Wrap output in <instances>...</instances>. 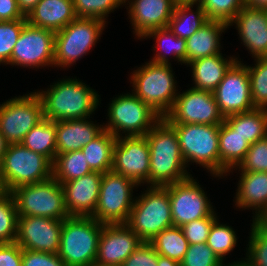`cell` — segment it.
Instances as JSON below:
<instances>
[{
    "mask_svg": "<svg viewBox=\"0 0 267 266\" xmlns=\"http://www.w3.org/2000/svg\"><path fill=\"white\" fill-rule=\"evenodd\" d=\"M150 149L149 184L166 186L191 177L175 129L162 118L146 135Z\"/></svg>",
    "mask_w": 267,
    "mask_h": 266,
    "instance_id": "cell-1",
    "label": "cell"
},
{
    "mask_svg": "<svg viewBox=\"0 0 267 266\" xmlns=\"http://www.w3.org/2000/svg\"><path fill=\"white\" fill-rule=\"evenodd\" d=\"M35 93L42 102L44 118L55 122L90 118L99 105L96 91L72 78L50 85L47 91Z\"/></svg>",
    "mask_w": 267,
    "mask_h": 266,
    "instance_id": "cell-2",
    "label": "cell"
},
{
    "mask_svg": "<svg viewBox=\"0 0 267 266\" xmlns=\"http://www.w3.org/2000/svg\"><path fill=\"white\" fill-rule=\"evenodd\" d=\"M104 224L93 217L70 216L63 220L57 255L67 266L95 264Z\"/></svg>",
    "mask_w": 267,
    "mask_h": 266,
    "instance_id": "cell-3",
    "label": "cell"
},
{
    "mask_svg": "<svg viewBox=\"0 0 267 266\" xmlns=\"http://www.w3.org/2000/svg\"><path fill=\"white\" fill-rule=\"evenodd\" d=\"M142 242L149 243L164 229L173 226L166 186H151L135 199L126 223Z\"/></svg>",
    "mask_w": 267,
    "mask_h": 266,
    "instance_id": "cell-4",
    "label": "cell"
},
{
    "mask_svg": "<svg viewBox=\"0 0 267 266\" xmlns=\"http://www.w3.org/2000/svg\"><path fill=\"white\" fill-rule=\"evenodd\" d=\"M53 163L42 154L27 149L21 143L9 144L0 164L2 190L34 184L52 178Z\"/></svg>",
    "mask_w": 267,
    "mask_h": 266,
    "instance_id": "cell-5",
    "label": "cell"
},
{
    "mask_svg": "<svg viewBox=\"0 0 267 266\" xmlns=\"http://www.w3.org/2000/svg\"><path fill=\"white\" fill-rule=\"evenodd\" d=\"M132 74L133 93L163 118L178 96L171 63L149 61Z\"/></svg>",
    "mask_w": 267,
    "mask_h": 266,
    "instance_id": "cell-6",
    "label": "cell"
},
{
    "mask_svg": "<svg viewBox=\"0 0 267 266\" xmlns=\"http://www.w3.org/2000/svg\"><path fill=\"white\" fill-rule=\"evenodd\" d=\"M10 192L19 217L42 216L56 220L70 217L62 185L53 177L40 183L21 185Z\"/></svg>",
    "mask_w": 267,
    "mask_h": 266,
    "instance_id": "cell-7",
    "label": "cell"
},
{
    "mask_svg": "<svg viewBox=\"0 0 267 266\" xmlns=\"http://www.w3.org/2000/svg\"><path fill=\"white\" fill-rule=\"evenodd\" d=\"M169 124L177 133L185 163L195 162L219 177L220 124Z\"/></svg>",
    "mask_w": 267,
    "mask_h": 266,
    "instance_id": "cell-8",
    "label": "cell"
},
{
    "mask_svg": "<svg viewBox=\"0 0 267 266\" xmlns=\"http://www.w3.org/2000/svg\"><path fill=\"white\" fill-rule=\"evenodd\" d=\"M110 104L104 130L116 138L121 137V131L125 136H144L162 119L133 92L116 97Z\"/></svg>",
    "mask_w": 267,
    "mask_h": 266,
    "instance_id": "cell-9",
    "label": "cell"
},
{
    "mask_svg": "<svg viewBox=\"0 0 267 266\" xmlns=\"http://www.w3.org/2000/svg\"><path fill=\"white\" fill-rule=\"evenodd\" d=\"M106 22L95 18L71 21L55 33L54 65L68 67L93 48Z\"/></svg>",
    "mask_w": 267,
    "mask_h": 266,
    "instance_id": "cell-10",
    "label": "cell"
},
{
    "mask_svg": "<svg viewBox=\"0 0 267 266\" xmlns=\"http://www.w3.org/2000/svg\"><path fill=\"white\" fill-rule=\"evenodd\" d=\"M135 186L133 180L112 170L103 173L98 204L91 217L104 225L127 223L134 204L131 192Z\"/></svg>",
    "mask_w": 267,
    "mask_h": 266,
    "instance_id": "cell-11",
    "label": "cell"
},
{
    "mask_svg": "<svg viewBox=\"0 0 267 266\" xmlns=\"http://www.w3.org/2000/svg\"><path fill=\"white\" fill-rule=\"evenodd\" d=\"M43 119L42 102L35 92L0 104V133L8 144L21 143L24 136Z\"/></svg>",
    "mask_w": 267,
    "mask_h": 266,
    "instance_id": "cell-12",
    "label": "cell"
},
{
    "mask_svg": "<svg viewBox=\"0 0 267 266\" xmlns=\"http://www.w3.org/2000/svg\"><path fill=\"white\" fill-rule=\"evenodd\" d=\"M163 118L168 123L208 125L221 124L225 120L213 92L192 87L178 94L172 108Z\"/></svg>",
    "mask_w": 267,
    "mask_h": 266,
    "instance_id": "cell-13",
    "label": "cell"
},
{
    "mask_svg": "<svg viewBox=\"0 0 267 266\" xmlns=\"http://www.w3.org/2000/svg\"><path fill=\"white\" fill-rule=\"evenodd\" d=\"M214 98L224 118L253 110L249 70L239 60L229 68L213 91Z\"/></svg>",
    "mask_w": 267,
    "mask_h": 266,
    "instance_id": "cell-14",
    "label": "cell"
},
{
    "mask_svg": "<svg viewBox=\"0 0 267 266\" xmlns=\"http://www.w3.org/2000/svg\"><path fill=\"white\" fill-rule=\"evenodd\" d=\"M173 226L181 227L214 211L204 190L193 177L167 185Z\"/></svg>",
    "mask_w": 267,
    "mask_h": 266,
    "instance_id": "cell-15",
    "label": "cell"
},
{
    "mask_svg": "<svg viewBox=\"0 0 267 266\" xmlns=\"http://www.w3.org/2000/svg\"><path fill=\"white\" fill-rule=\"evenodd\" d=\"M112 171L133 180L138 186L146 182L149 184L150 149L145 135L117 138Z\"/></svg>",
    "mask_w": 267,
    "mask_h": 266,
    "instance_id": "cell-16",
    "label": "cell"
},
{
    "mask_svg": "<svg viewBox=\"0 0 267 266\" xmlns=\"http://www.w3.org/2000/svg\"><path fill=\"white\" fill-rule=\"evenodd\" d=\"M55 33L26 23L14 46L10 65L43 67L54 65Z\"/></svg>",
    "mask_w": 267,
    "mask_h": 266,
    "instance_id": "cell-17",
    "label": "cell"
},
{
    "mask_svg": "<svg viewBox=\"0 0 267 266\" xmlns=\"http://www.w3.org/2000/svg\"><path fill=\"white\" fill-rule=\"evenodd\" d=\"M63 220L42 216L17 217L16 243L22 250L57 254Z\"/></svg>",
    "mask_w": 267,
    "mask_h": 266,
    "instance_id": "cell-18",
    "label": "cell"
},
{
    "mask_svg": "<svg viewBox=\"0 0 267 266\" xmlns=\"http://www.w3.org/2000/svg\"><path fill=\"white\" fill-rule=\"evenodd\" d=\"M141 243L142 241L126 223L103 225L95 264L122 266Z\"/></svg>",
    "mask_w": 267,
    "mask_h": 266,
    "instance_id": "cell-19",
    "label": "cell"
},
{
    "mask_svg": "<svg viewBox=\"0 0 267 266\" xmlns=\"http://www.w3.org/2000/svg\"><path fill=\"white\" fill-rule=\"evenodd\" d=\"M102 173L91 172L62 183L69 216L91 217L98 204Z\"/></svg>",
    "mask_w": 267,
    "mask_h": 266,
    "instance_id": "cell-20",
    "label": "cell"
},
{
    "mask_svg": "<svg viewBox=\"0 0 267 266\" xmlns=\"http://www.w3.org/2000/svg\"><path fill=\"white\" fill-rule=\"evenodd\" d=\"M131 2V3H130ZM129 2V16L134 34L140 38L153 29L168 26L175 0H132Z\"/></svg>",
    "mask_w": 267,
    "mask_h": 266,
    "instance_id": "cell-21",
    "label": "cell"
},
{
    "mask_svg": "<svg viewBox=\"0 0 267 266\" xmlns=\"http://www.w3.org/2000/svg\"><path fill=\"white\" fill-rule=\"evenodd\" d=\"M235 23L244 46L255 57H267V9L244 6L230 22Z\"/></svg>",
    "mask_w": 267,
    "mask_h": 266,
    "instance_id": "cell-22",
    "label": "cell"
},
{
    "mask_svg": "<svg viewBox=\"0 0 267 266\" xmlns=\"http://www.w3.org/2000/svg\"><path fill=\"white\" fill-rule=\"evenodd\" d=\"M87 119L56 122V155L81 150L104 131L103 125Z\"/></svg>",
    "mask_w": 267,
    "mask_h": 266,
    "instance_id": "cell-23",
    "label": "cell"
},
{
    "mask_svg": "<svg viewBox=\"0 0 267 266\" xmlns=\"http://www.w3.org/2000/svg\"><path fill=\"white\" fill-rule=\"evenodd\" d=\"M76 18L73 0H41L26 16L28 24L54 33Z\"/></svg>",
    "mask_w": 267,
    "mask_h": 266,
    "instance_id": "cell-24",
    "label": "cell"
},
{
    "mask_svg": "<svg viewBox=\"0 0 267 266\" xmlns=\"http://www.w3.org/2000/svg\"><path fill=\"white\" fill-rule=\"evenodd\" d=\"M235 203L255 211V218L267 207V172H241Z\"/></svg>",
    "mask_w": 267,
    "mask_h": 266,
    "instance_id": "cell-25",
    "label": "cell"
},
{
    "mask_svg": "<svg viewBox=\"0 0 267 266\" xmlns=\"http://www.w3.org/2000/svg\"><path fill=\"white\" fill-rule=\"evenodd\" d=\"M229 26L222 21L208 20L197 32L187 38V64L203 57L220 54V37Z\"/></svg>",
    "mask_w": 267,
    "mask_h": 266,
    "instance_id": "cell-26",
    "label": "cell"
},
{
    "mask_svg": "<svg viewBox=\"0 0 267 266\" xmlns=\"http://www.w3.org/2000/svg\"><path fill=\"white\" fill-rule=\"evenodd\" d=\"M221 54L203 57L187 64L192 68V77L195 84L192 88L210 92L216 89L225 73L237 61V58L231 57L228 60Z\"/></svg>",
    "mask_w": 267,
    "mask_h": 266,
    "instance_id": "cell-27",
    "label": "cell"
},
{
    "mask_svg": "<svg viewBox=\"0 0 267 266\" xmlns=\"http://www.w3.org/2000/svg\"><path fill=\"white\" fill-rule=\"evenodd\" d=\"M250 144L225 120L219 130V176L230 172L244 159Z\"/></svg>",
    "mask_w": 267,
    "mask_h": 266,
    "instance_id": "cell-28",
    "label": "cell"
},
{
    "mask_svg": "<svg viewBox=\"0 0 267 266\" xmlns=\"http://www.w3.org/2000/svg\"><path fill=\"white\" fill-rule=\"evenodd\" d=\"M225 121L250 145L267 136V109L254 108L228 116Z\"/></svg>",
    "mask_w": 267,
    "mask_h": 266,
    "instance_id": "cell-29",
    "label": "cell"
},
{
    "mask_svg": "<svg viewBox=\"0 0 267 266\" xmlns=\"http://www.w3.org/2000/svg\"><path fill=\"white\" fill-rule=\"evenodd\" d=\"M117 138L104 130L98 137L85 145L81 151L93 172L105 173L112 170L113 148Z\"/></svg>",
    "mask_w": 267,
    "mask_h": 266,
    "instance_id": "cell-30",
    "label": "cell"
},
{
    "mask_svg": "<svg viewBox=\"0 0 267 266\" xmlns=\"http://www.w3.org/2000/svg\"><path fill=\"white\" fill-rule=\"evenodd\" d=\"M194 3H176L167 28L179 38L187 39L197 32L207 21L203 7L197 3L196 12H192ZM190 16H188V12ZM195 14V15H194Z\"/></svg>",
    "mask_w": 267,
    "mask_h": 266,
    "instance_id": "cell-31",
    "label": "cell"
},
{
    "mask_svg": "<svg viewBox=\"0 0 267 266\" xmlns=\"http://www.w3.org/2000/svg\"><path fill=\"white\" fill-rule=\"evenodd\" d=\"M56 138V122L44 118L24 136L21 144L46 156L53 163L56 157Z\"/></svg>",
    "mask_w": 267,
    "mask_h": 266,
    "instance_id": "cell-32",
    "label": "cell"
},
{
    "mask_svg": "<svg viewBox=\"0 0 267 266\" xmlns=\"http://www.w3.org/2000/svg\"><path fill=\"white\" fill-rule=\"evenodd\" d=\"M144 37L156 38L157 48L155 47L154 50L157 49V54L153 59H151L152 62L170 64L169 59L166 57V55H168V53H171V55L173 54V57H175L178 62L187 65L186 39L179 38L167 27L153 29L149 31ZM159 48L162 50L159 51ZM163 50L165 51V53L163 52Z\"/></svg>",
    "mask_w": 267,
    "mask_h": 266,
    "instance_id": "cell-33",
    "label": "cell"
},
{
    "mask_svg": "<svg viewBox=\"0 0 267 266\" xmlns=\"http://www.w3.org/2000/svg\"><path fill=\"white\" fill-rule=\"evenodd\" d=\"M93 172L81 150L56 155L52 165V177L60 184Z\"/></svg>",
    "mask_w": 267,
    "mask_h": 266,
    "instance_id": "cell-34",
    "label": "cell"
},
{
    "mask_svg": "<svg viewBox=\"0 0 267 266\" xmlns=\"http://www.w3.org/2000/svg\"><path fill=\"white\" fill-rule=\"evenodd\" d=\"M149 243L159 255L168 257L178 263L181 262L189 247L181 227L178 226L164 229Z\"/></svg>",
    "mask_w": 267,
    "mask_h": 266,
    "instance_id": "cell-35",
    "label": "cell"
},
{
    "mask_svg": "<svg viewBox=\"0 0 267 266\" xmlns=\"http://www.w3.org/2000/svg\"><path fill=\"white\" fill-rule=\"evenodd\" d=\"M17 210L9 191L0 192V244L13 243L17 237Z\"/></svg>",
    "mask_w": 267,
    "mask_h": 266,
    "instance_id": "cell-36",
    "label": "cell"
},
{
    "mask_svg": "<svg viewBox=\"0 0 267 266\" xmlns=\"http://www.w3.org/2000/svg\"><path fill=\"white\" fill-rule=\"evenodd\" d=\"M255 60L254 67L247 66L251 98L255 108L267 109V57H257Z\"/></svg>",
    "mask_w": 267,
    "mask_h": 266,
    "instance_id": "cell-37",
    "label": "cell"
},
{
    "mask_svg": "<svg viewBox=\"0 0 267 266\" xmlns=\"http://www.w3.org/2000/svg\"><path fill=\"white\" fill-rule=\"evenodd\" d=\"M236 243L237 238L233 228L220 224L218 219H216L210 229L206 244L221 261H224L225 255L234 249Z\"/></svg>",
    "mask_w": 267,
    "mask_h": 266,
    "instance_id": "cell-38",
    "label": "cell"
},
{
    "mask_svg": "<svg viewBox=\"0 0 267 266\" xmlns=\"http://www.w3.org/2000/svg\"><path fill=\"white\" fill-rule=\"evenodd\" d=\"M208 20H218L230 24L245 6V0H201Z\"/></svg>",
    "mask_w": 267,
    "mask_h": 266,
    "instance_id": "cell-39",
    "label": "cell"
},
{
    "mask_svg": "<svg viewBox=\"0 0 267 266\" xmlns=\"http://www.w3.org/2000/svg\"><path fill=\"white\" fill-rule=\"evenodd\" d=\"M128 0H73L76 16L79 18H95L104 22L105 16Z\"/></svg>",
    "mask_w": 267,
    "mask_h": 266,
    "instance_id": "cell-40",
    "label": "cell"
},
{
    "mask_svg": "<svg viewBox=\"0 0 267 266\" xmlns=\"http://www.w3.org/2000/svg\"><path fill=\"white\" fill-rule=\"evenodd\" d=\"M26 23V19L0 21V64H10L14 46Z\"/></svg>",
    "mask_w": 267,
    "mask_h": 266,
    "instance_id": "cell-41",
    "label": "cell"
},
{
    "mask_svg": "<svg viewBox=\"0 0 267 266\" xmlns=\"http://www.w3.org/2000/svg\"><path fill=\"white\" fill-rule=\"evenodd\" d=\"M246 258L253 266H267V230L254 220Z\"/></svg>",
    "mask_w": 267,
    "mask_h": 266,
    "instance_id": "cell-42",
    "label": "cell"
},
{
    "mask_svg": "<svg viewBox=\"0 0 267 266\" xmlns=\"http://www.w3.org/2000/svg\"><path fill=\"white\" fill-rule=\"evenodd\" d=\"M237 168L241 172H267V136L249 146Z\"/></svg>",
    "mask_w": 267,
    "mask_h": 266,
    "instance_id": "cell-43",
    "label": "cell"
},
{
    "mask_svg": "<svg viewBox=\"0 0 267 266\" xmlns=\"http://www.w3.org/2000/svg\"><path fill=\"white\" fill-rule=\"evenodd\" d=\"M213 250L206 244L189 245L180 266H224Z\"/></svg>",
    "mask_w": 267,
    "mask_h": 266,
    "instance_id": "cell-44",
    "label": "cell"
},
{
    "mask_svg": "<svg viewBox=\"0 0 267 266\" xmlns=\"http://www.w3.org/2000/svg\"><path fill=\"white\" fill-rule=\"evenodd\" d=\"M216 219L217 216L213 212L207 217L182 225L181 229L189 245L206 243L210 229Z\"/></svg>",
    "mask_w": 267,
    "mask_h": 266,
    "instance_id": "cell-45",
    "label": "cell"
},
{
    "mask_svg": "<svg viewBox=\"0 0 267 266\" xmlns=\"http://www.w3.org/2000/svg\"><path fill=\"white\" fill-rule=\"evenodd\" d=\"M158 253L147 242H142L122 266H157Z\"/></svg>",
    "mask_w": 267,
    "mask_h": 266,
    "instance_id": "cell-46",
    "label": "cell"
},
{
    "mask_svg": "<svg viewBox=\"0 0 267 266\" xmlns=\"http://www.w3.org/2000/svg\"><path fill=\"white\" fill-rule=\"evenodd\" d=\"M22 266H67L57 254L22 250Z\"/></svg>",
    "mask_w": 267,
    "mask_h": 266,
    "instance_id": "cell-47",
    "label": "cell"
},
{
    "mask_svg": "<svg viewBox=\"0 0 267 266\" xmlns=\"http://www.w3.org/2000/svg\"><path fill=\"white\" fill-rule=\"evenodd\" d=\"M0 266H22V248L16 242L0 244Z\"/></svg>",
    "mask_w": 267,
    "mask_h": 266,
    "instance_id": "cell-48",
    "label": "cell"
},
{
    "mask_svg": "<svg viewBox=\"0 0 267 266\" xmlns=\"http://www.w3.org/2000/svg\"><path fill=\"white\" fill-rule=\"evenodd\" d=\"M26 19L19 10L17 0H0V21Z\"/></svg>",
    "mask_w": 267,
    "mask_h": 266,
    "instance_id": "cell-49",
    "label": "cell"
},
{
    "mask_svg": "<svg viewBox=\"0 0 267 266\" xmlns=\"http://www.w3.org/2000/svg\"><path fill=\"white\" fill-rule=\"evenodd\" d=\"M40 1L41 0H17V5L19 10L26 17Z\"/></svg>",
    "mask_w": 267,
    "mask_h": 266,
    "instance_id": "cell-50",
    "label": "cell"
},
{
    "mask_svg": "<svg viewBox=\"0 0 267 266\" xmlns=\"http://www.w3.org/2000/svg\"><path fill=\"white\" fill-rule=\"evenodd\" d=\"M245 5L251 8L267 9V0H245Z\"/></svg>",
    "mask_w": 267,
    "mask_h": 266,
    "instance_id": "cell-51",
    "label": "cell"
},
{
    "mask_svg": "<svg viewBox=\"0 0 267 266\" xmlns=\"http://www.w3.org/2000/svg\"><path fill=\"white\" fill-rule=\"evenodd\" d=\"M157 266H180V263L158 254Z\"/></svg>",
    "mask_w": 267,
    "mask_h": 266,
    "instance_id": "cell-52",
    "label": "cell"
},
{
    "mask_svg": "<svg viewBox=\"0 0 267 266\" xmlns=\"http://www.w3.org/2000/svg\"><path fill=\"white\" fill-rule=\"evenodd\" d=\"M259 226L267 230V207L265 210L254 220Z\"/></svg>",
    "mask_w": 267,
    "mask_h": 266,
    "instance_id": "cell-53",
    "label": "cell"
},
{
    "mask_svg": "<svg viewBox=\"0 0 267 266\" xmlns=\"http://www.w3.org/2000/svg\"><path fill=\"white\" fill-rule=\"evenodd\" d=\"M8 145L9 144L7 143L5 137L0 133V164H1L3 157L6 153Z\"/></svg>",
    "mask_w": 267,
    "mask_h": 266,
    "instance_id": "cell-54",
    "label": "cell"
},
{
    "mask_svg": "<svg viewBox=\"0 0 267 266\" xmlns=\"http://www.w3.org/2000/svg\"><path fill=\"white\" fill-rule=\"evenodd\" d=\"M224 266H253V265L246 259L239 262L234 261V263L232 262V264L229 263L228 265L224 264Z\"/></svg>",
    "mask_w": 267,
    "mask_h": 266,
    "instance_id": "cell-55",
    "label": "cell"
},
{
    "mask_svg": "<svg viewBox=\"0 0 267 266\" xmlns=\"http://www.w3.org/2000/svg\"><path fill=\"white\" fill-rule=\"evenodd\" d=\"M200 1L201 0H175L176 3H194V4H197Z\"/></svg>",
    "mask_w": 267,
    "mask_h": 266,
    "instance_id": "cell-56",
    "label": "cell"
},
{
    "mask_svg": "<svg viewBox=\"0 0 267 266\" xmlns=\"http://www.w3.org/2000/svg\"><path fill=\"white\" fill-rule=\"evenodd\" d=\"M90 266H100V265H97V264H91Z\"/></svg>",
    "mask_w": 267,
    "mask_h": 266,
    "instance_id": "cell-57",
    "label": "cell"
}]
</instances>
